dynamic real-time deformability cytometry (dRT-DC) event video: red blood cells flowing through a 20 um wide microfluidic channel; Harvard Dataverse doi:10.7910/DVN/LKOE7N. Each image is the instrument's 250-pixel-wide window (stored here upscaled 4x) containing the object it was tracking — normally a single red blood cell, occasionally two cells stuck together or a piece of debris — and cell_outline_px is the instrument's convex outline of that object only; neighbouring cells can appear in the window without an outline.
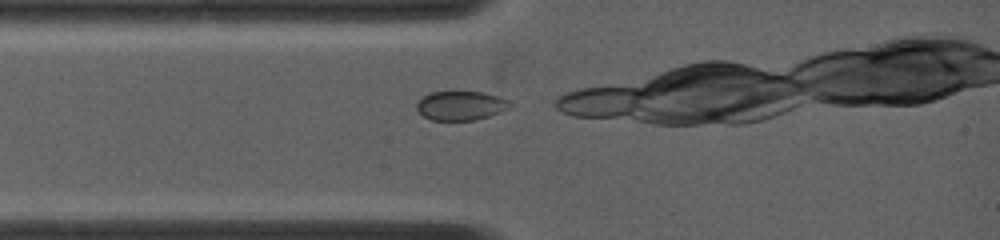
{"species": "common noctule bat (a hibernating species)", "species_latin": "Nyctalus noctula", "temperature_condition": "warm", "stored_images_in_passage": 4, "camera_frame_rate_fps": 5000, "um_per_image_px": 0.085, "animal": {"sex": "female", "body_mass_g": 19.0, "forearm_length_mm": 53.3}, "frame": {"image": 1, "passage_image": 1, "time_ms": 0.0, "image_size_px": [1000, 240], "cell_outline_px": [[512, 104], [508, 108], [500, 112], [476, 120], [432, 120], [424, 116], [416, 108], [416, 104], [424, 96], [432, 92], [484, 92], [508, 100]], "centroid_in_image_um": [39.17, 8.98], "position_along_channel_um": 45.8, "area_um2": 15.61}}